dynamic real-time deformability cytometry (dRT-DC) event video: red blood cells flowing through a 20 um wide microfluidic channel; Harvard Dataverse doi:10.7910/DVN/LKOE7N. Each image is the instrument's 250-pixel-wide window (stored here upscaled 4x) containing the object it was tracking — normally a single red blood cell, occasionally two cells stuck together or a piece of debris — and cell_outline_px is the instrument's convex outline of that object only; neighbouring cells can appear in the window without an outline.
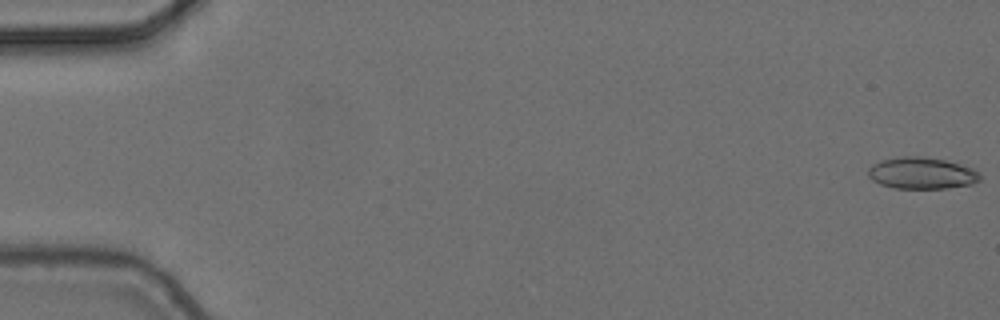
{"species": "common noctule bat (a hibernating species)", "species_latin": "Nyctalus noctula", "temperature_condition": "cold", "stored_images_in_passage": 6, "camera_frame_rate_fps": 3000, "um_per_image_px": 0.085, "animal": {"sex": "female", "body_mass_g": 24.6, "forearm_length_mm": 56.2}, "frame": {"image": 1, "passage_image": 1, "time_ms": 0.0, "image_size_px": [1000, 320], "cell_outline_px": [[980, 180], [972, 184], [944, 188], [892, 188], [880, 184], [872, 180], [868, 176], [868, 168], [872, 164], [880, 160], [900, 156], [920, 156], [944, 160], [960, 164], [972, 168], [980, 172]], "centroid_in_image_um": [78.32, 14.71], "position_along_channel_um": 6.7, "area_um2": 20.69}}
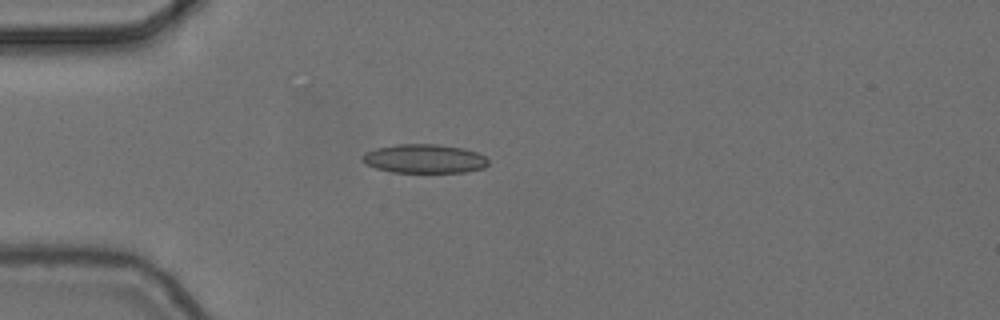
{"frame": {"image": 2, "passage_image": 5, "time_ms": 1.333, "image_size_px": [1000, 320], "cell_outline_px": [[488, 164], [484, 168], [464, 172], [392, 172], [376, 168], [368, 164], [360, 156], [364, 152], [376, 148], [396, 144], [440, 144], [464, 148], [476, 152], [484, 156], [488, 160]], "centroid_in_image_um": [36.08, 13.48], "position_along_channel_um": 48.9, "area_um2": 21.21}}